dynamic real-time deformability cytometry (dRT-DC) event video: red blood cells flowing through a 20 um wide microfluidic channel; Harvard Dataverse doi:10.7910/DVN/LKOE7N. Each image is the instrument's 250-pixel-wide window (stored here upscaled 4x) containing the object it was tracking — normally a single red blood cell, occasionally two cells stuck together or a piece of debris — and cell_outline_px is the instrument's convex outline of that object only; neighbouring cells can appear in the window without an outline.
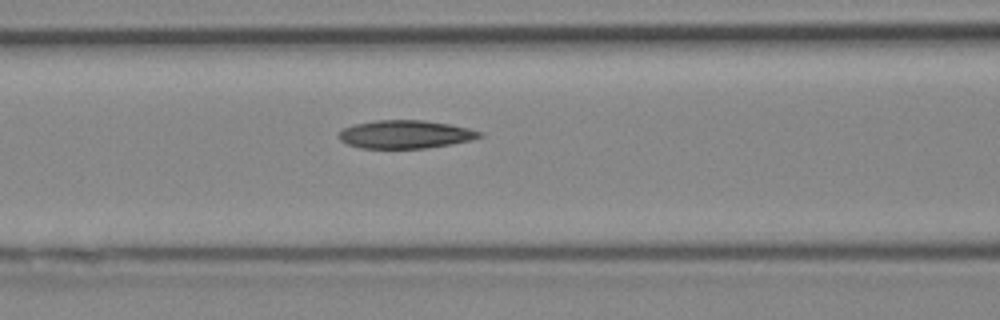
{"species": "Egyptian fruit bat (a non-hibernating species)", "species_latin": "Rousettus aegyptiacus", "temperature_condition": "cold", "stored_images_in_passage": 4, "camera_frame_rate_fps": 3000, "um_per_image_px": 0.085, "animal": {"sex": "female"}, "frame": {"image": 1, "passage_image": 4, "time_ms": 1.0, "image_size_px": [1000, 320], "cell_outline_px": [[484, 136], [472, 140], [452, 144], [428, 148], [360, 148], [348, 144], [340, 140], [336, 136], [344, 128], [352, 124], [376, 120], [424, 120], [448, 124], [468, 128], [484, 132]], "centroid_in_image_um": [34.47, 11.42], "position_along_channel_um": 132.1, "area_um2": 23.29}}